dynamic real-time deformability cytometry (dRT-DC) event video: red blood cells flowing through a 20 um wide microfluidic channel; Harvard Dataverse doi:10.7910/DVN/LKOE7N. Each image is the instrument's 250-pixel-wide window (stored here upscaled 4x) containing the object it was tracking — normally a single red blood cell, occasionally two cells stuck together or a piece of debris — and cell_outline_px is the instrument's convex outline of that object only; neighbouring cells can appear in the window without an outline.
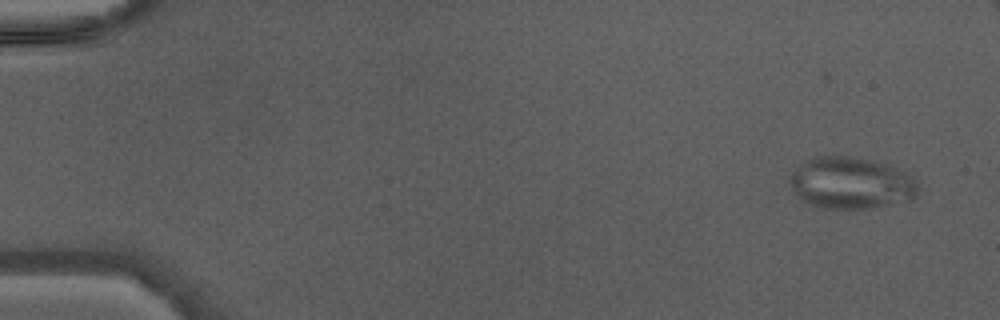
{"species": "Egyptian fruit bat (a non-hibernating species)", "species_latin": "Rousettus aegyptiacus", "temperature_condition": "warm", "stored_images_in_passage": 5, "camera_frame_rate_fps": 3000, "um_per_image_px": 0.085, "animal": {"sex": "male"}, "frame": {"image": 1, "passage_image": 1, "time_ms": 0.0, "image_size_px": [1000, 320], "cell_outline_px": [[920, 188], [916, 196], [908, 200], [868, 208], [824, 208], [812, 204], [804, 200], [792, 188], [788, 180], [788, 176], [800, 164], [808, 160], [820, 156], [848, 156], [868, 160], [884, 164], [896, 168], [904, 172]], "centroid_in_image_um": [72.31, 15.55], "position_along_channel_um": 12.7, "area_um2": 37.8}}